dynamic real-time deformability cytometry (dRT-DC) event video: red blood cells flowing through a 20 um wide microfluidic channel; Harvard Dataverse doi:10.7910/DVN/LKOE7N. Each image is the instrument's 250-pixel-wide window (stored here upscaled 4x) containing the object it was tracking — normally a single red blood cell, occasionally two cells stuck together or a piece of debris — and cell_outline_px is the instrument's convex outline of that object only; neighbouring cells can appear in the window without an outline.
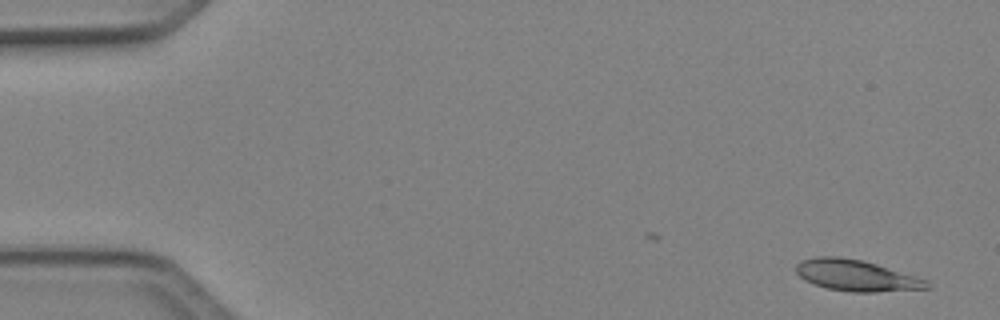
{"species": "Egyptian fruit bat (a non-hibernating species)", "species_latin": "Rousettus aegyptiacus", "temperature_condition": "cold", "stored_images_in_passage": 4, "camera_frame_rate_fps": 3000, "um_per_image_px": 0.085, "animal": {"sex": "female"}, "frame": {"image": 1, "passage_image": 1, "time_ms": 0.0, "image_size_px": [1000, 320], "cell_outline_px": [[932, 288], [876, 292], [852, 292], [828, 288], [804, 280], [796, 272], [796, 264], [800, 260], [816, 256], [836, 256], [860, 260], [876, 264], [928, 280]], "centroid_in_image_um": [72.78, 23.41], "position_along_channel_um": 12.2, "area_um2": 23.64}}
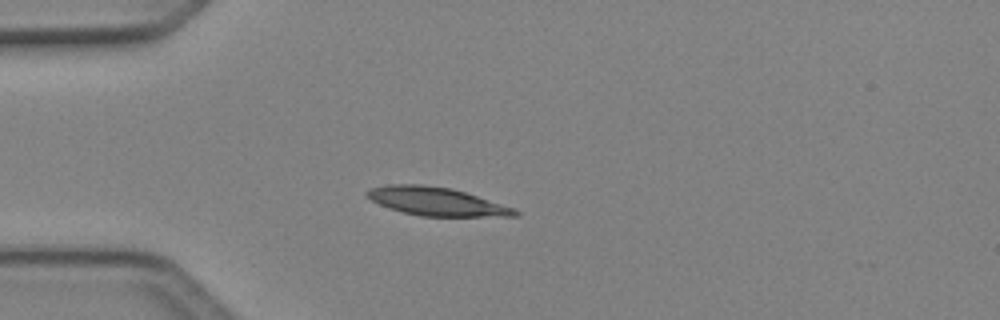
{"frame": {"image": 2, "passage_image": 4, "time_ms": 1.0, "image_size_px": [1000, 320], "cell_outline_px": [[520, 216], [420, 216], [404, 212], [380, 204], [372, 200], [364, 192], [372, 188], [388, 184], [420, 184], [452, 188], [516, 208], [520, 212]], "centroid_in_image_um": [37.16, 17.12], "position_along_channel_um": 47.8, "area_um2": 24.22}}